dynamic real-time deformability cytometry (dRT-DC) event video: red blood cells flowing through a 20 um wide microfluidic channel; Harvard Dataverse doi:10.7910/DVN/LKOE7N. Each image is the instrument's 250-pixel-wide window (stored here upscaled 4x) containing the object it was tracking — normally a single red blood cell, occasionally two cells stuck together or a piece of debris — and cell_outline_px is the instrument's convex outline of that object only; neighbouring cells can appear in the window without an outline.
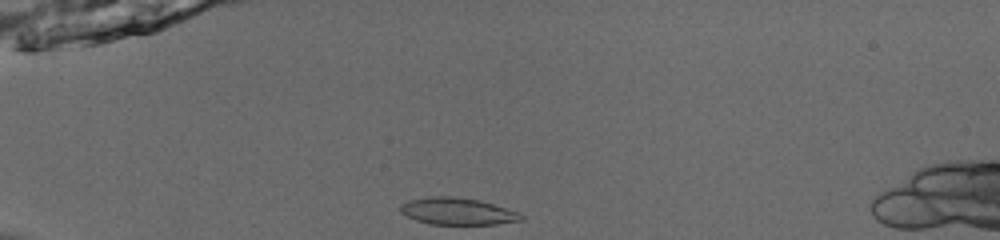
{"species": "common noctule bat (a hibernating species)", "species_latin": "Nyctalus noctula", "temperature_condition": "room temperature", "stored_images_in_passage": 38, "camera_frame_rate_fps": 3000, "um_per_image_px": 0.085, "animal": {"sex": "male", "body_mass_g": 13.0, "forearm_length_mm": 53.1}, "frame": {"image": 1, "passage_image": 1, "time_ms": 0.0, "image_size_px": [1000, 240], "cell_outline_px": [[524, 220], [496, 224], [432, 224], [416, 220], [400, 212], [400, 204], [408, 200], [432, 196], [448, 196], [480, 200], [520, 212], [524, 216]], "centroid_in_image_um": [38.91, 17.96], "position_along_channel_um": 46.1, "area_um2": 18.96}}
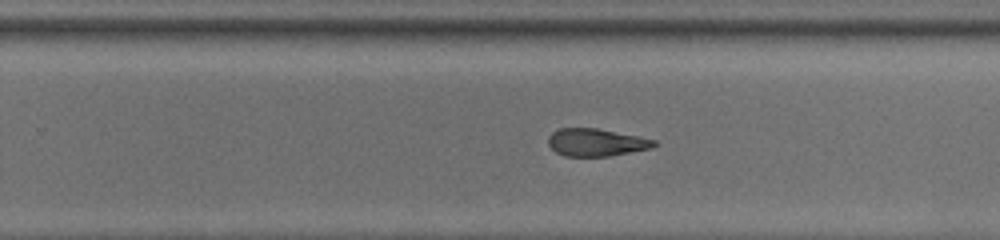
{"frame": {"image": 2, "passage_image": 21, "time_ms": 6.667, "image_size_px": [1000, 240], "cell_outline_px": [[660, 144], [652, 148], [608, 156], [564, 156], [556, 152], [548, 144], [548, 136], [552, 132], [560, 128], [596, 128], [640, 136], [656, 140]], "centroid_in_image_um": [50.7, 12.1], "position_along_channel_um": 279.1, "area_um2": 17.11}}
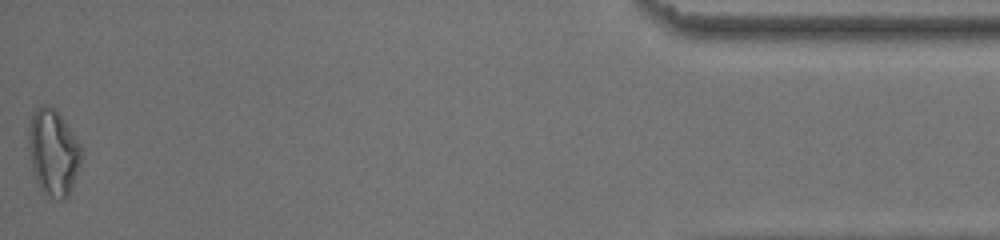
{"frame": {"image": 3, "passage_image": 38, "time_ms": 12.333, "image_size_px": [1000, 240], "cell_outline_px": [[80, 164], [68, 196], [64, 200], [60, 200], [52, 196], [40, 188], [36, 180], [32, 168], [28, 152], [28, 124], [32, 112], [36, 108], [44, 104], [48, 104], [56, 108], [64, 120], [80, 148]], "centroid_in_image_um": [4.47, 12.9], "position_along_channel_um": 430.7, "area_um2": 26.24}, "authors_computed_cell_mechanics": {"area_um2": 18.8139, "velocity_mm_per_s": 3.961, "shape_relaxation_time_tau1_ms": null, "shape_relaxation_time_tau2_ms": 1.9475, "deformation_change_tau1": null, "deformation_change_tau2": 0.0832}}